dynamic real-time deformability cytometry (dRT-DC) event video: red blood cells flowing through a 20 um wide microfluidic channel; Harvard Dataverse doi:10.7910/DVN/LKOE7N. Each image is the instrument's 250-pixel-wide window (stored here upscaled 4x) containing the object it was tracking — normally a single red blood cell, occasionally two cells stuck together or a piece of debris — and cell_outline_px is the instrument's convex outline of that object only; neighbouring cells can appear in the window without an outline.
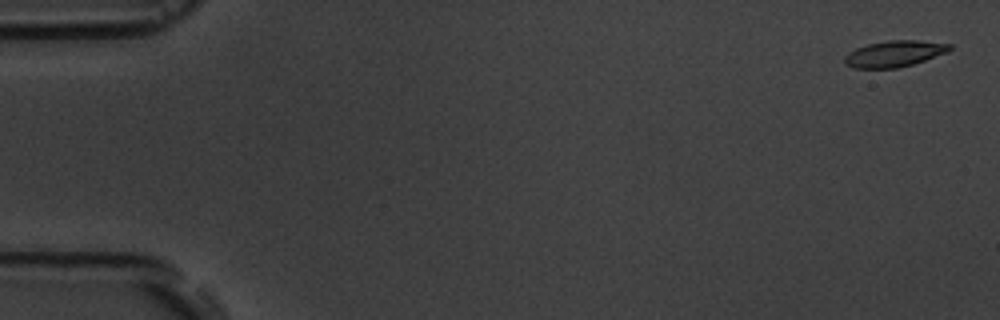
{"species": "common noctule bat (a hibernating species)", "species_latin": "Nyctalus noctula", "temperature_condition": "room temperature", "stored_images_in_passage": 5, "camera_frame_rate_fps": 3000, "um_per_image_px": 0.085, "animal": {"sex": "male", "body_mass_g": 19.5, "forearm_length_mm": 54.6}, "frame": {"image": 1, "passage_image": 1, "time_ms": 0.0, "image_size_px": [1000, 320], "cell_outline_px": [[952, 48], [948, 52], [912, 64], [896, 68], [852, 68], [844, 64], [844, 56], [848, 52], [856, 48], [868, 44], [888, 40], [920, 40], [952, 44]], "centroid_in_image_um": [76.0, 4.56], "position_along_channel_um": 9.0, "area_um2": 16.13}}